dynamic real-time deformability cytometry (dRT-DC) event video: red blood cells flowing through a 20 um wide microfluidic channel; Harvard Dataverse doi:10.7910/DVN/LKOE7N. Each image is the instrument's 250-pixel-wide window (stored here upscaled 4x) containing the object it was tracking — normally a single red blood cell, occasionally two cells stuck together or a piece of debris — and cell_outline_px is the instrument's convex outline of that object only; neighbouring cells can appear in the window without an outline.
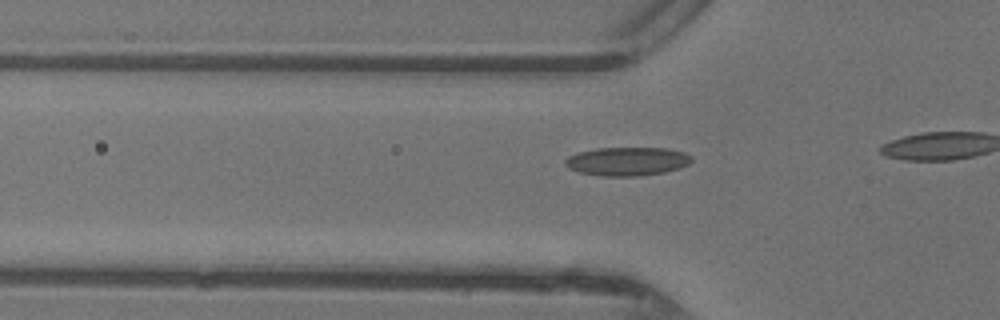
{"species": "common noctule bat (a hibernating species)", "species_latin": "Nyctalus noctula", "temperature_condition": "warm", "stored_images_in_passage": 12, "camera_frame_rate_fps": 3000, "um_per_image_px": 0.085, "animal": {"sex": "female"}, "frame": {"image": 1, "passage_image": 7, "time_ms": 2.0, "image_size_px": [1000, 320], "cell_outline_px": [[692, 160], [688, 164], [680, 168], [664, 172], [636, 176], [600, 176], [580, 172], [568, 168], [564, 164], [564, 160], [568, 156], [580, 152], [596, 148], [668, 148], [684, 152], [692, 156]], "centroid_in_image_um": [53.31, 13.71], "position_along_channel_um": 72.5, "area_um2": 21.1}}
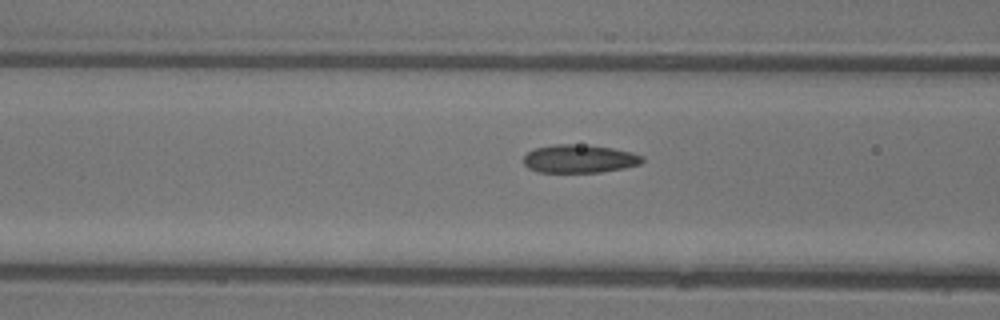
{"frame": {"image": 2, "passage_image": 10, "time_ms": 3.0, "image_size_px": [1000, 320], "cell_outline_px": [[644, 160], [640, 164], [624, 168], [600, 172], [536, 172], [528, 168], [524, 164], [524, 156], [528, 152], [536, 148], [552, 144], [572, 144], [612, 148], [632, 152], [644, 156]], "centroid_in_image_um": [49.25, 13.5], "position_along_channel_um": 117.4, "area_um2": 19.48}}